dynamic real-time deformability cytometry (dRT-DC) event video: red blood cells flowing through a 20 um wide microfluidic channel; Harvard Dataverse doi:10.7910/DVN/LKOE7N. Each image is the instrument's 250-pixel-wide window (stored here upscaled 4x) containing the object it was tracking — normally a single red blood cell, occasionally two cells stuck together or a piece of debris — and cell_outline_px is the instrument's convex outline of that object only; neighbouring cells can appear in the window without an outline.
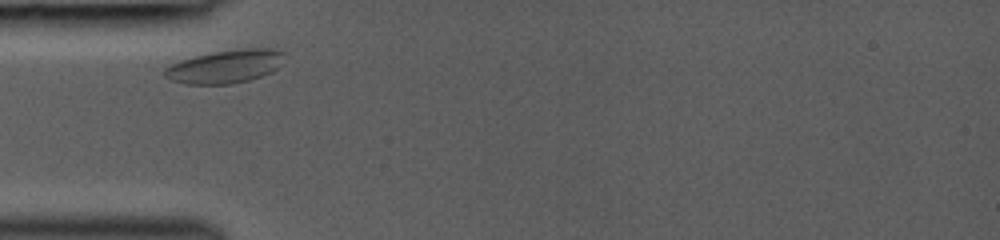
{"species": "common noctule bat (a hibernating species)", "species_latin": "Nyctalus noctula", "temperature_condition": "room temperature", "stored_images_in_passage": 4, "camera_frame_rate_fps": 3000, "um_per_image_px": 0.085, "animal": {"sex": "female", "body_mass_g": 19.0, "forearm_length_mm": 53.3}, "frame": {"image": 1, "passage_image": 1, "time_ms": 0.0, "image_size_px": [1000, 240], "cell_outline_px": [[284, 52], [276, 68], [272, 72], [248, 80], [232, 84], [184, 84], [172, 80], [164, 76], [164, 68], [180, 60], [212, 52], [240, 48], [272, 48]], "centroid_in_image_um": [19.11, 5.65], "position_along_channel_um": 65.9, "area_um2": 23.0}}
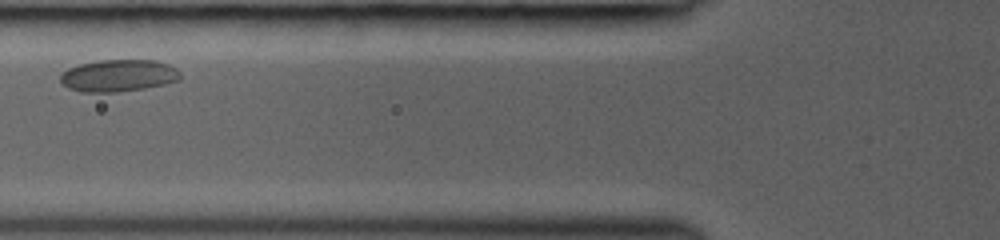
{"frame": {"image": 2, "passage_image": 3, "time_ms": 1.333, "image_size_px": [1000, 240], "cell_outline_px": [[180, 80], [164, 84], [144, 88], [116, 92], [84, 92], [68, 88], [60, 80], [60, 76], [68, 68], [80, 64], [96, 60], [156, 60], [168, 64], [176, 68], [180, 72]], "centroid_in_image_um": [10.08, 6.42], "position_along_channel_um": 115.7, "area_um2": 22.37}}